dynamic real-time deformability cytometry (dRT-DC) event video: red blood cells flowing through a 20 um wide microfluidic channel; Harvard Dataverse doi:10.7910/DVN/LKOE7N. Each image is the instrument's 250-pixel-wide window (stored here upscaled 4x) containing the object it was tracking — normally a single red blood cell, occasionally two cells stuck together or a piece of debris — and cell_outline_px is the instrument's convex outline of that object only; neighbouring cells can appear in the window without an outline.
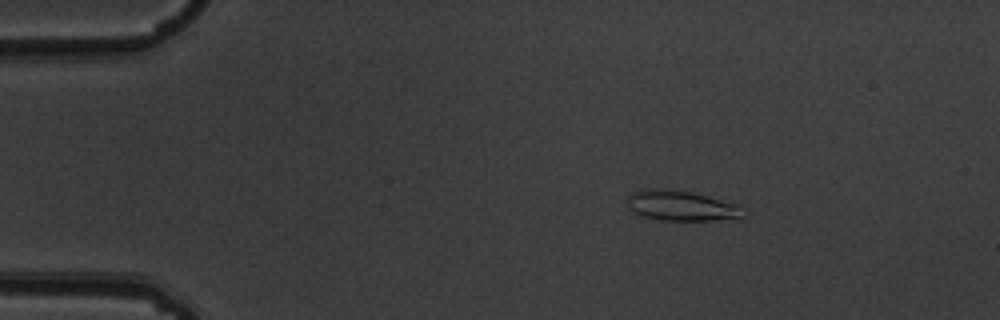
{"species": "common noctule bat (a hibernating species)", "species_latin": "Nyctalus noctula", "temperature_condition": "warm", "stored_images_in_passage": 3, "camera_frame_rate_fps": 3000, "um_per_image_px": 0.085, "animal": {"sex": "male", "body_mass_g": 19.5, "forearm_length_mm": 54.6}, "frame": {"image": 1, "passage_image": 1, "time_ms": 0.0, "image_size_px": [1000, 320], "cell_outline_px": [[748, 212], [744, 216], [712, 220], [660, 220], [644, 216], [632, 212], [628, 208], [628, 196], [636, 192], [648, 188], [652, 188], [688, 192], [740, 204]], "centroid_in_image_um": [57.94, 17.5], "position_along_channel_um": 27.1, "area_um2": 20.11}}